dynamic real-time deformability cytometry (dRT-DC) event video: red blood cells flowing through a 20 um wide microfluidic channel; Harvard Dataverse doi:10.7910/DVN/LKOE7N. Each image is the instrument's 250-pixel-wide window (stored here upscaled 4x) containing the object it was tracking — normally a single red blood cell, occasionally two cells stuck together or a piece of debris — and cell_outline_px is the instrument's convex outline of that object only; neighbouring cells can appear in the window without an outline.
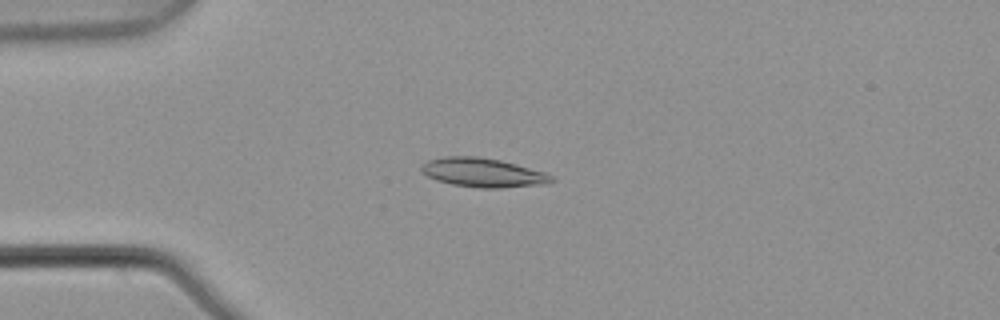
{"species": "common noctule bat (a hibernating species)", "species_latin": "Nyctalus noctula", "temperature_condition": "warm", "stored_images_in_passage": 5, "camera_frame_rate_fps": 3000, "um_per_image_px": 0.085, "animal": {"sex": "male", "body_mass_g": 21.5, "forearm_length_mm": 52.0}, "frame": {"image": 1, "passage_image": 3, "time_ms": 0.667, "image_size_px": [1000, 320], "cell_outline_px": [[556, 180], [548, 184], [500, 188], [476, 188], [452, 184], [436, 180], [420, 172], [420, 164], [428, 160], [444, 156], [476, 156], [500, 160], [516, 164], [544, 172], [552, 176]], "centroid_in_image_um": [41.03, 14.67], "position_along_channel_um": 44.0, "area_um2": 22.25}}
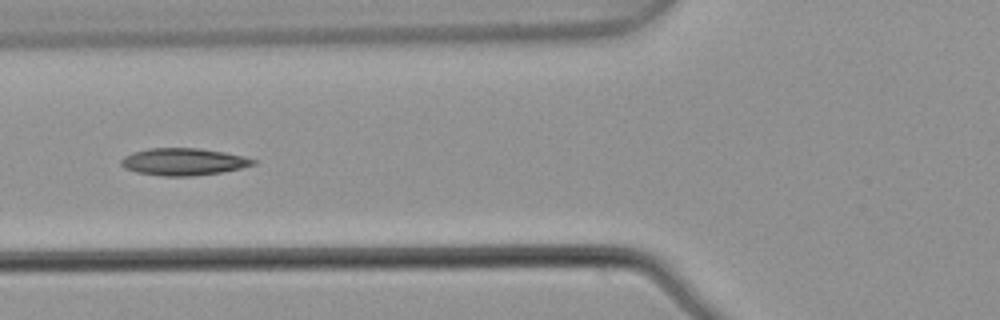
{"frame": {"image": 2, "passage_image": 5, "time_ms": 1.333, "image_size_px": [1000, 320], "cell_outline_px": [[256, 164], [240, 168], [220, 172], [192, 176], [164, 176], [136, 172], [124, 168], [120, 164], [120, 160], [124, 156], [132, 152], [148, 148], [200, 148], [224, 152], [244, 156], [256, 160]], "centroid_in_image_um": [15.56, 13.74], "position_along_channel_um": 110.2, "area_um2": 20.92}}